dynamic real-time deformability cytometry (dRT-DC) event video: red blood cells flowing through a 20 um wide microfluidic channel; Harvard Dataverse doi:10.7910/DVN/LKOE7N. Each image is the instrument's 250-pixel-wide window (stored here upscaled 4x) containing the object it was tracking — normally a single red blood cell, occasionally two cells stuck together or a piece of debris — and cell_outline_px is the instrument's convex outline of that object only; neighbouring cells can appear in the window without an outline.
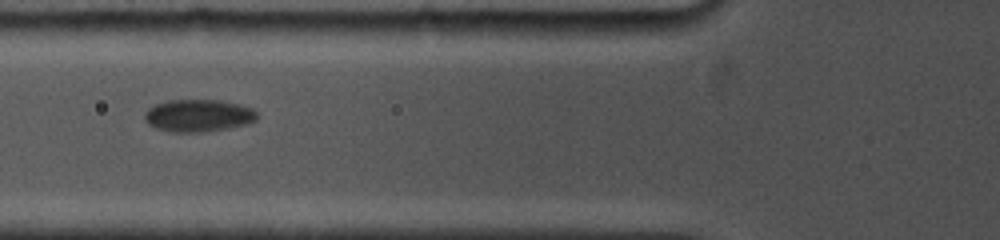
{"species": "common noctule bat (a hibernating species)", "species_latin": "Nyctalus noctula", "temperature_condition": "cold", "stored_images_in_passage": 4, "camera_frame_rate_fps": 5000, "um_per_image_px": 0.085, "animal": {"sex": "female", "body_mass_g": 19.0, "forearm_length_mm": 53.3}, "frame": {"image": 1, "passage_image": 3, "time_ms": 1.8, "image_size_px": [1000, 240], "cell_outline_px": [[256, 120], [244, 124], [228, 128], [200, 132], [172, 132], [156, 128], [148, 124], [144, 120], [144, 112], [148, 108], [156, 104], [168, 100], [220, 100], [252, 108], [256, 112]], "centroid_in_image_um": [16.8, 9.82], "position_along_channel_um": 109.0, "area_um2": 21.04}}